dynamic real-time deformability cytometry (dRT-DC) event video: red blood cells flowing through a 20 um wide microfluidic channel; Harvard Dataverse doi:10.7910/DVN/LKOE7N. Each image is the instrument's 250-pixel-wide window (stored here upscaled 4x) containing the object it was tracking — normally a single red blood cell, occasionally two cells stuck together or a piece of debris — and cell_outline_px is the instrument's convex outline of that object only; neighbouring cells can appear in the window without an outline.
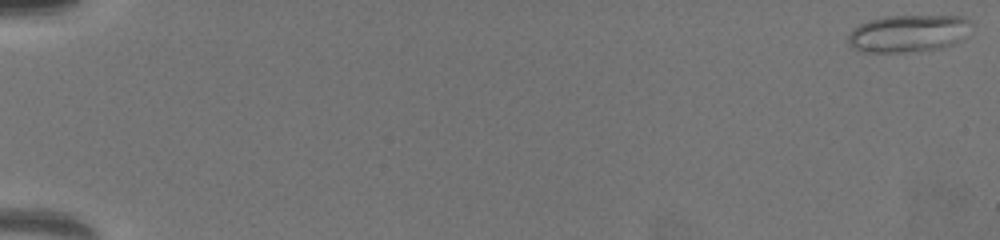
{"species": "common noctule bat (a hibernating species)", "species_latin": "Nyctalus noctula", "temperature_condition": "warm", "stored_images_in_passage": 66, "camera_frame_rate_fps": 3000, "um_per_image_px": 0.085, "animal": {"sex": "female", "body_mass_g": 19.5, "forearm_length_mm": 54.1}, "frame": {"image": 1, "passage_image": 1, "time_ms": 0.0, "image_size_px": [1000, 240], "cell_outline_px": [[976, 24], [956, 44], [940, 48], [904, 52], [864, 52], [852, 48], [848, 44], [848, 36], [852, 28], [868, 20], [884, 16], [960, 16]], "centroid_in_image_um": [77.21, 2.84], "position_along_channel_um": 7.8, "area_um2": 27.05}}
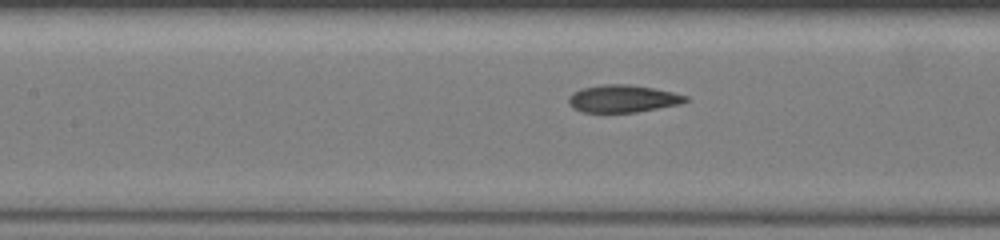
{"frame": {"image": 2, "passage_image": 33, "time_ms": 10.667, "image_size_px": [1000, 240], "cell_outline_px": [[688, 100], [680, 104], [636, 112], [584, 112], [568, 104], [568, 96], [572, 92], [580, 88], [604, 84], [628, 84], [652, 88], [672, 92], [688, 96]], "centroid_in_image_um": [52.91, 8.38], "position_along_channel_um": 154.5, "area_um2": 18.61}}
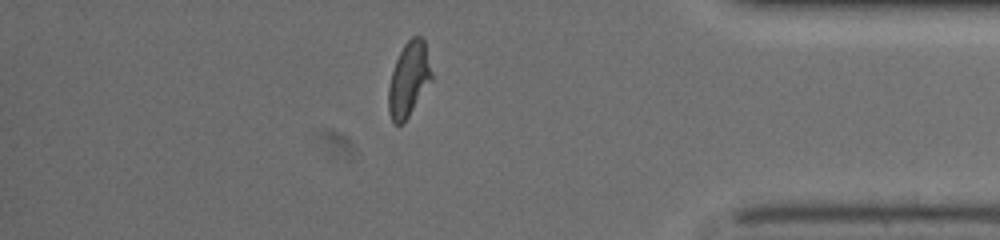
{"frame": {"image": 3, "passage_image": 58, "time_ms": 19.0, "image_size_px": [1000, 240], "cell_outline_px": [[432, 80], [404, 124], [396, 124], [392, 120], [388, 112], [388, 88], [392, 72], [396, 60], [404, 44], [412, 36], [420, 36], [424, 40], [432, 72]], "centroid_in_image_um": [34.74, 6.76], "position_along_channel_um": 400.5, "area_um2": 18.73}}